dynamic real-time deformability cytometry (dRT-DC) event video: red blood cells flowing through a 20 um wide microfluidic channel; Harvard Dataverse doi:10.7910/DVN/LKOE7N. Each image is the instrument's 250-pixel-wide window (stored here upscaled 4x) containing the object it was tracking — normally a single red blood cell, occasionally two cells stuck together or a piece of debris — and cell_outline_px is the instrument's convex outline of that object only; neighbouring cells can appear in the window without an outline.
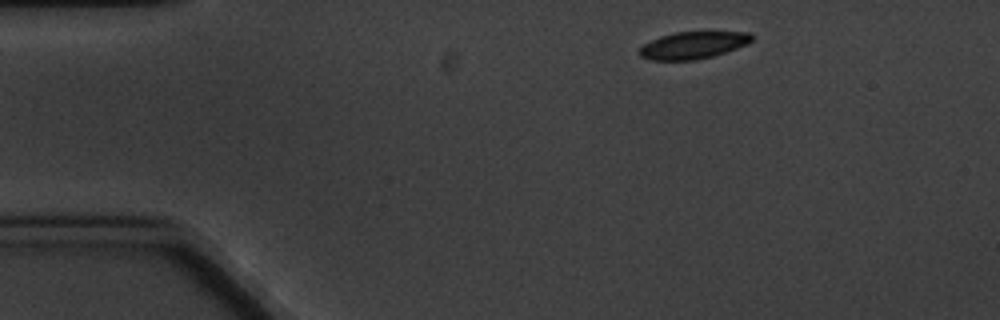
{"species": "common noctule bat (a hibernating species)", "species_latin": "Nyctalus noctula", "temperature_condition": "cold", "stored_images_in_passage": 6, "camera_frame_rate_fps": 3000, "um_per_image_px": 0.085, "animal": {"sex": "male", "body_mass_g": 20.1, "forearm_length_mm": 53.5}, "frame": {"image": 1, "passage_image": 1, "time_ms": 0.0, "image_size_px": [1000, 320], "cell_outline_px": [[756, 36], [748, 44], [712, 56], [696, 60], [648, 60], [640, 56], [640, 48], [644, 44], [660, 36], [676, 32], [748, 32]], "centroid_in_image_um": [58.93, 3.84], "position_along_channel_um": 26.1, "area_um2": 17.69}}
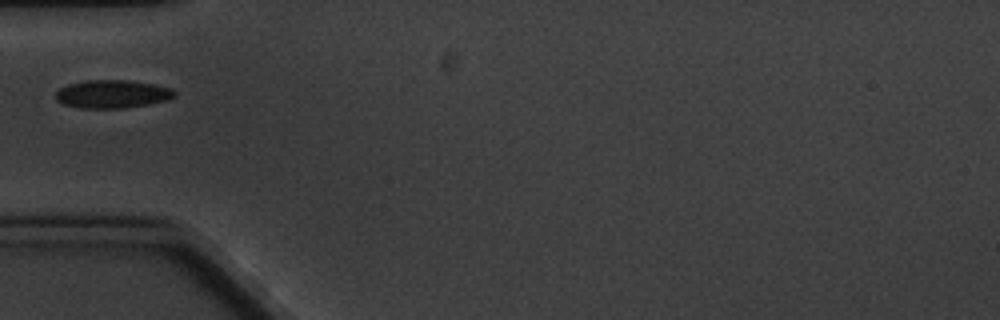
{"frame": {"image": 2, "passage_image": 4, "time_ms": 3.333, "image_size_px": [1000, 320], "cell_outline_px": [[176, 96], [168, 100], [128, 108], [80, 108], [64, 104], [56, 100], [56, 92], [60, 88], [68, 84], [88, 80], [124, 80], [152, 84], [172, 88], [176, 92]], "centroid_in_image_um": [9.56, 8.0], "position_along_channel_um": 75.4, "area_um2": 19.48}}